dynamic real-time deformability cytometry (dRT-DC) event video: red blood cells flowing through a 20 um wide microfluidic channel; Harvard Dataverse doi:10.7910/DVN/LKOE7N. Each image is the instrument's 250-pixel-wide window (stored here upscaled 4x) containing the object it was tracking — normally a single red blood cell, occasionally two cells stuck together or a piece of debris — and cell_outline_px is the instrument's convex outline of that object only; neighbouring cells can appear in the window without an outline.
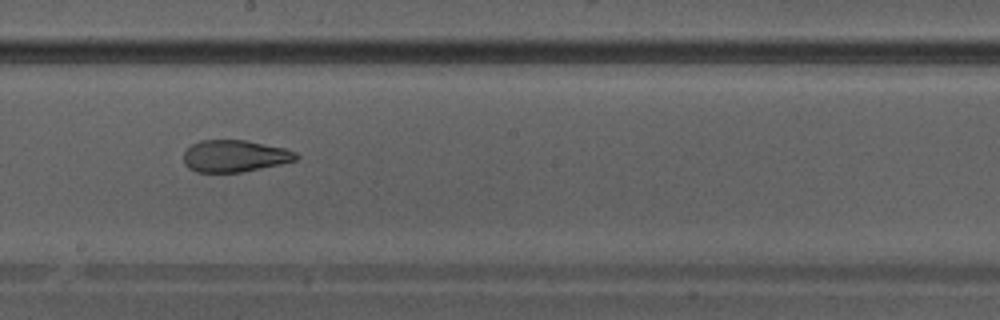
{"species": "Egyptian fruit bat (a non-hibernating species)", "species_latin": "Rousettus aegyptiacus", "temperature_condition": "warm", "stored_images_in_passage": 41, "camera_frame_rate_fps": 3000, "um_per_image_px": 0.085, "animal": {"sex": "male"}, "frame": {"image": 1, "passage_image": 24, "time_ms": 7.667, "image_size_px": [1000, 320], "cell_outline_px": [[300, 156], [296, 160], [280, 164], [240, 172], [196, 172], [188, 168], [184, 164], [184, 152], [192, 144], [200, 140], [244, 140], [284, 148], [296, 152]], "centroid_in_image_um": [19.93, 13.26], "position_along_channel_um": 228.3, "area_um2": 20.81}}